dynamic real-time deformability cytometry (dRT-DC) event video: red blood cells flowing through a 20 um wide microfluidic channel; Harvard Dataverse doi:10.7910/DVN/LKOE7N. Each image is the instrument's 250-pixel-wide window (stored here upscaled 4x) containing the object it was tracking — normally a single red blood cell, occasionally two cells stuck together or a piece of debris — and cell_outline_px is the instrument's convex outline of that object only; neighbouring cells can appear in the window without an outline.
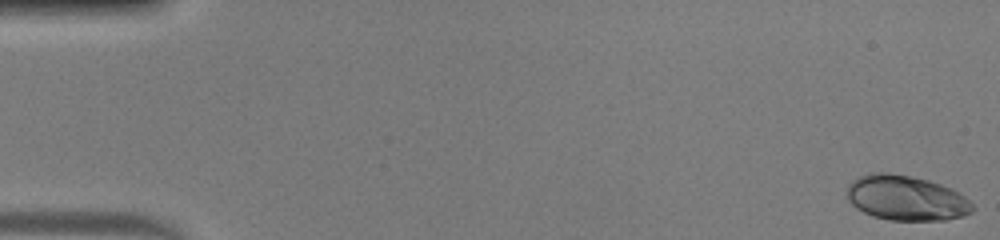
{"species": "human", "species_latin": "Homo sapiens", "temperature_condition": "warm", "stored_images_in_passage": 50, "camera_frame_rate_fps": 3000, "um_per_image_px": 0.085, "donor": {"sex": "male"}, "frame": {"image": 1, "passage_image": 1, "time_ms": 0.0, "image_size_px": [1000, 240], "cell_outline_px": [[972, 212], [964, 216], [944, 220], [888, 220], [872, 216], [856, 208], [848, 200], [848, 184], [852, 180], [860, 176], [872, 172], [888, 172], [912, 176], [928, 180], [940, 184], [960, 192], [972, 204]], "centroid_in_image_um": [77.01, 16.83], "position_along_channel_um": 8.0, "area_um2": 33.0}}
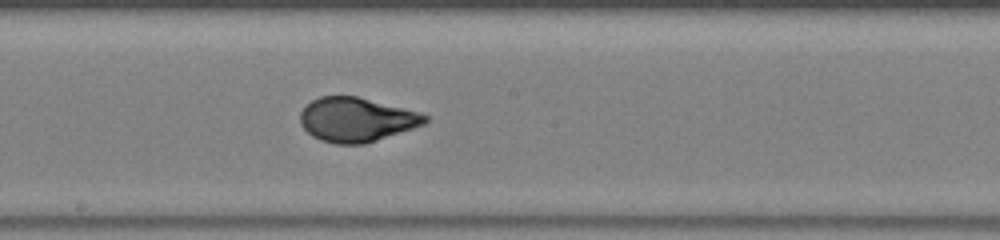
{"frame": {"image": 2, "passage_image": 28, "time_ms": 9.0, "image_size_px": [1000, 240], "cell_outline_px": [[428, 120], [424, 124], [364, 144], [336, 144], [320, 140], [312, 136], [300, 124], [300, 112], [312, 100], [320, 96], [356, 96], [416, 112], [428, 116]], "centroid_in_image_um": [30.24, 10.17], "position_along_channel_um": 218.0, "area_um2": 31.62}}
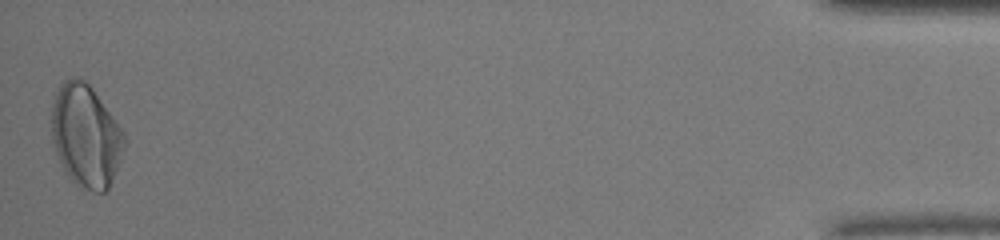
{"frame": {"image": 3, "passage_image": 50, "time_ms": 16.333, "image_size_px": [1000, 240], "cell_outline_px": [[128, 140], [112, 180], [108, 188], [104, 192], [92, 192], [80, 188], [68, 176], [56, 152], [52, 136], [52, 104], [56, 92], [60, 84], [64, 80], [80, 76], [92, 88], [124, 132]], "centroid_in_image_um": [7.31, 11.55], "position_along_channel_um": 427.9, "area_um2": 43.35}, "authors_computed_cell_mechanics": {"area_um2": 32.1657, "velocity_mm_per_s": 4.1215, "shape_relaxation_time_tau1_ms": 4.7934, "shape_relaxation_time_tau2_ms": null, "deformation_change_tau1": 0.1876, "deformation_change_tau2": null}}